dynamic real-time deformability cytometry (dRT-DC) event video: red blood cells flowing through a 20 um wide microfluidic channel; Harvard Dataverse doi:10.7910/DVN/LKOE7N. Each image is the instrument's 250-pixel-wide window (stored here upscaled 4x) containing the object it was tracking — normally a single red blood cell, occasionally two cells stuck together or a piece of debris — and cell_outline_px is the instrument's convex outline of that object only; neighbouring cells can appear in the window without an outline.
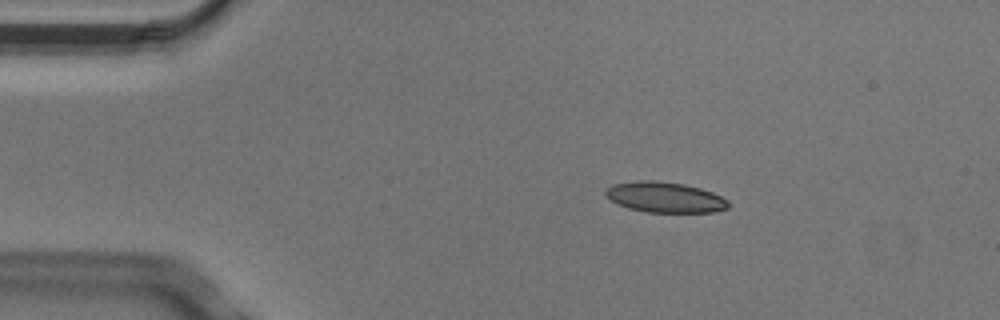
{"species": "Egyptian fruit bat (a non-hibernating species)", "species_latin": "Rousettus aegyptiacus", "temperature_condition": "cold", "stored_images_in_passage": 8, "camera_frame_rate_fps": 3000, "um_per_image_px": 0.085, "animal": {"sex": "male"}, "frame": {"image": 1, "passage_image": 2, "time_ms": 0.333, "image_size_px": [1000, 320], "cell_outline_px": [[728, 208], [712, 212], [648, 212], [628, 208], [616, 204], [608, 200], [604, 196], [604, 188], [612, 184], [636, 180], [652, 180], [684, 184], [700, 188], [712, 192], [728, 200]], "centroid_in_image_um": [56.43, 16.76], "position_along_channel_um": 28.6, "area_um2": 22.08}}
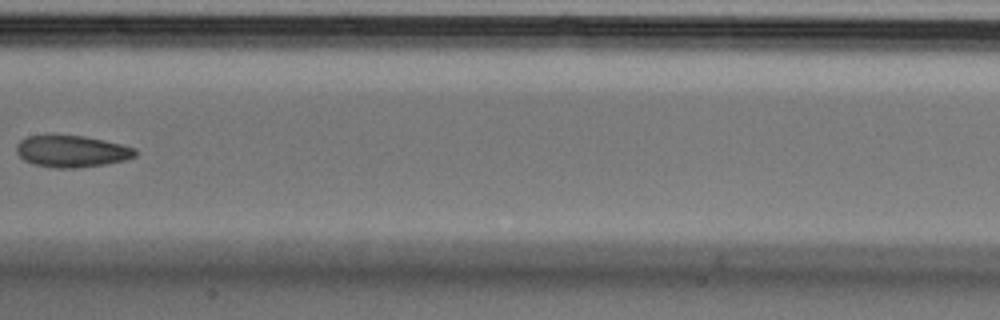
{"frame": {"image": 2, "passage_image": 7, "time_ms": 2.0, "image_size_px": [1000, 320], "cell_outline_px": [[136, 156], [124, 160], [104, 164], [80, 168], [56, 168], [36, 164], [24, 160], [16, 152], [16, 144], [20, 140], [28, 136], [48, 132], [84, 136], [104, 140], [136, 148]], "centroid_in_image_um": [6.05, 12.82], "position_along_channel_um": 201.4, "area_um2": 22.54}}
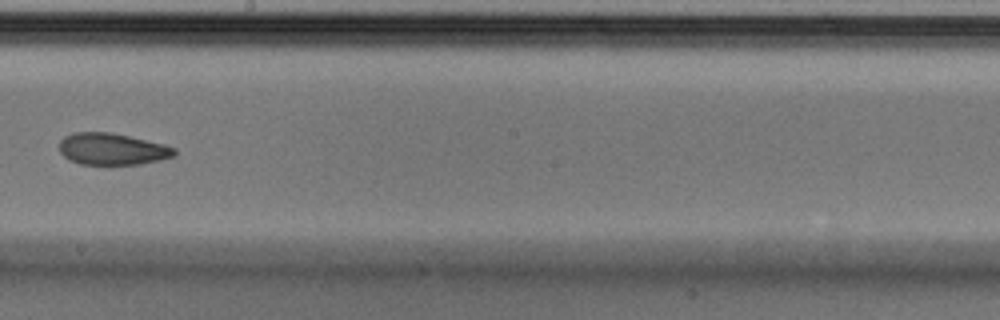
{"frame": {"image": 3, "passage_image": 8, "time_ms": 2.333, "image_size_px": [1000, 320], "cell_outline_px": [[176, 156], [160, 160], [140, 164], [80, 164], [68, 160], [60, 152], [60, 140], [64, 136], [76, 132], [112, 132], [164, 144], [176, 148]], "centroid_in_image_um": [9.55, 12.67], "position_along_channel_um": 238.7, "area_um2": 21.39}}